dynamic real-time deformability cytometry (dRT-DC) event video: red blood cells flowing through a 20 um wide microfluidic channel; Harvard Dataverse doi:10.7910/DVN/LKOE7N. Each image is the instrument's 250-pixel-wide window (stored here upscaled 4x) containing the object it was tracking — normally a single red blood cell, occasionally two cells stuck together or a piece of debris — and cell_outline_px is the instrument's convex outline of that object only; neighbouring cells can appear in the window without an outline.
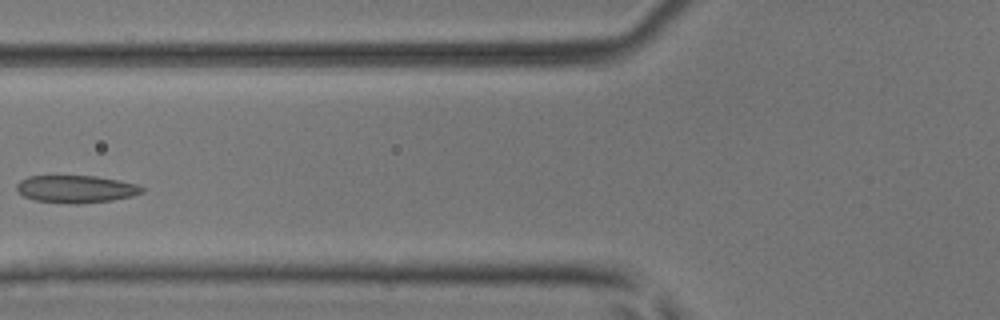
{"species": "common noctule bat (a hibernating species)", "species_latin": "Nyctalus noctula", "temperature_condition": "room temperature", "stored_images_in_passage": 5, "camera_frame_rate_fps": 3000, "um_per_image_px": 0.085, "animal": {"sex": "male", "body_mass_g": 17.9, "forearm_length_mm": 54.2}, "frame": {"image": 1, "passage_image": 4, "time_ms": 1.0, "image_size_px": [1000, 320], "cell_outline_px": [[144, 192], [132, 196], [112, 200], [76, 204], [36, 200], [24, 196], [16, 192], [16, 184], [20, 180], [28, 176], [96, 176], [120, 180], [136, 184], [144, 188]], "centroid_in_image_um": [6.45, 16.06], "position_along_channel_um": 119.3, "area_um2": 20.06}}
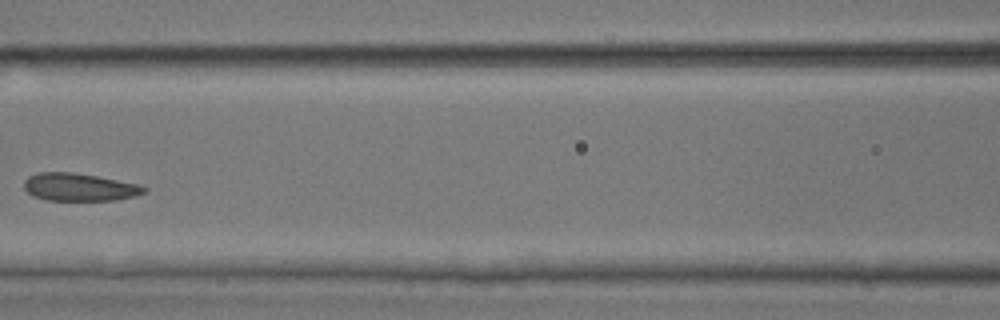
{"frame": {"image": 2, "passage_image": 5, "time_ms": 1.333, "image_size_px": [1000, 320], "cell_outline_px": [[148, 192], [116, 200], [48, 200], [32, 196], [24, 188], [24, 180], [28, 176], [40, 172], [72, 172], [96, 176], [136, 184], [148, 188]], "centroid_in_image_um": [6.71, 15.9], "position_along_channel_um": 159.9, "area_um2": 19.25}}